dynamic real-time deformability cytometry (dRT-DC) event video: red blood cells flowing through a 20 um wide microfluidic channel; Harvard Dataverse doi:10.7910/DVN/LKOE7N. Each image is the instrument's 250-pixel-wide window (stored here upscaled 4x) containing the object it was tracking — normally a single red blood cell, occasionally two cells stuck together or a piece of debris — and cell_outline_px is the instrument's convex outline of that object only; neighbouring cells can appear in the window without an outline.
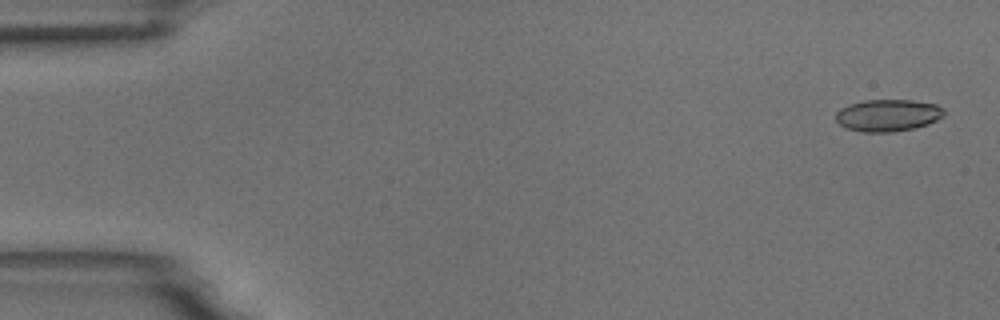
{"species": "common noctule bat (a hibernating species)", "species_latin": "Nyctalus noctula", "temperature_condition": "room temperature", "stored_images_in_passage": 5, "camera_frame_rate_fps": 3000, "um_per_image_px": 0.085, "animal": {"sex": "male", "body_mass_g": 18.8}, "frame": {"image": 1, "passage_image": 1, "time_ms": 0.0, "image_size_px": [1000, 320], "cell_outline_px": [[948, 112], [944, 116], [928, 124], [912, 128], [892, 132], [860, 132], [848, 128], [840, 124], [836, 120], [836, 112], [840, 108], [848, 104], [864, 100], [912, 100], [936, 104], [944, 108]], "centroid_in_image_um": [75.49, 9.79], "position_along_channel_um": 9.5, "area_um2": 20.35}}
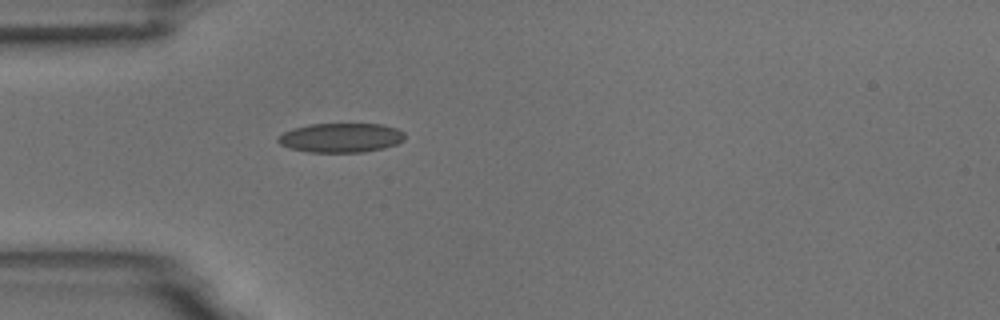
{"frame": {"image": 2, "passage_image": 5, "time_ms": 4.667, "image_size_px": [1000, 320], "cell_outline_px": [[404, 140], [396, 144], [384, 148], [364, 152], [308, 152], [292, 148], [280, 144], [276, 140], [284, 132], [292, 128], [308, 124], [384, 124], [396, 128], [404, 132]], "centroid_in_image_um": [29.0, 11.7], "position_along_channel_um": 56.0, "area_um2": 21.68}}